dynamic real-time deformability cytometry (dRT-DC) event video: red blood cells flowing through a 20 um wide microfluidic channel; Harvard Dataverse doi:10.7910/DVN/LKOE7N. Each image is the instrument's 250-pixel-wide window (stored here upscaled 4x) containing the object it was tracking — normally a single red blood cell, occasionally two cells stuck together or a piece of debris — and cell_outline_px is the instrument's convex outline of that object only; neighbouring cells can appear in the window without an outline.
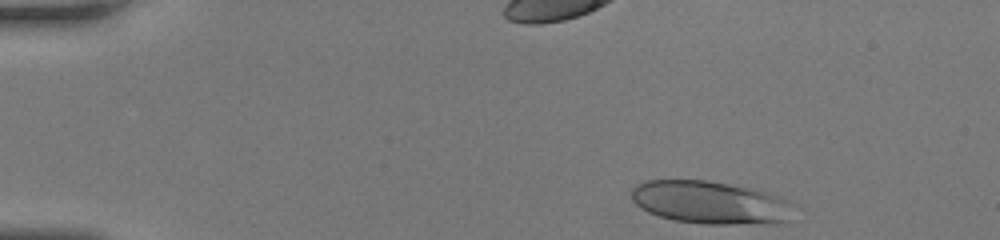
{"species": "human", "species_latin": "Homo sapiens", "temperature_condition": "room temperature", "stored_images_in_passage": 37, "camera_frame_rate_fps": 3000, "um_per_image_px": 0.085, "donor": {"sex": "female"}, "frame": {"image": 1, "passage_image": 1, "time_ms": 0.0, "image_size_px": [1000, 240], "cell_outline_px": [[796, 204], [784, 224], [704, 224], [676, 220], [660, 216], [648, 212], [636, 204], [632, 200], [632, 188], [636, 184], [644, 180], [708, 180], [752, 188], [768, 192], [780, 196]], "centroid_in_image_um": [60.43, 17.21], "position_along_channel_um": 24.6, "area_um2": 41.04}, "authors_computed_cell_mechanics": {"area_um2": 37.8012, "velocity_mm_per_s": 4.2489, "shape_relaxation_time_tau1_ms": 6.2216, "shape_relaxation_time_tau2_ms": 0.6641, "deformation_change_tau1": 0.2436, "deformation_change_tau2": 0.0808}}